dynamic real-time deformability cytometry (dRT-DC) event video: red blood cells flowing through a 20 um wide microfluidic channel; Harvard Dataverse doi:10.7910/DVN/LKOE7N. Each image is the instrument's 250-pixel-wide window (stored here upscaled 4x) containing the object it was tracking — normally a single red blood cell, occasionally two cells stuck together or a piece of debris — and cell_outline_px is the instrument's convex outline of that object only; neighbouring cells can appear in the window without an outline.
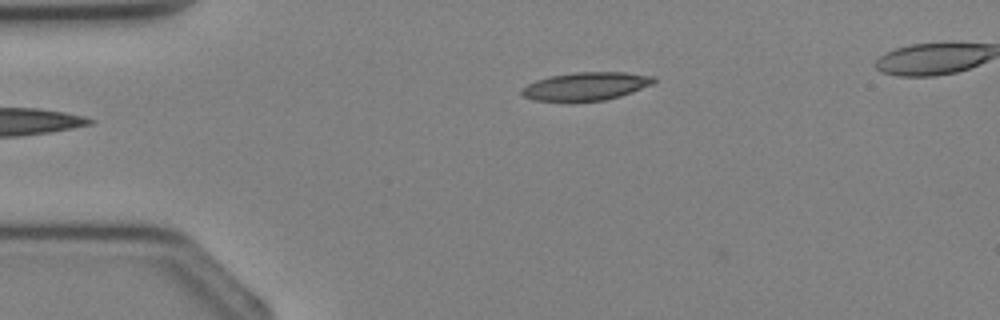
{"species": "Egyptian fruit bat (a non-hibernating species)", "species_latin": "Rousettus aegyptiacus", "temperature_condition": "cold", "stored_images_in_passage": 25, "camera_frame_rate_fps": 3000, "um_per_image_px": 0.085, "animal": {"sex": "female"}, "frame": {"image": 1, "passage_image": 1, "time_ms": 0.0, "image_size_px": [1000, 320], "cell_outline_px": [[656, 80], [652, 84], [632, 92], [620, 96], [604, 100], [536, 100], [524, 96], [520, 92], [520, 88], [536, 80], [548, 76], [576, 72], [624, 72], [656, 76]], "centroid_in_image_um": [49.82, 7.3], "position_along_channel_um": 35.2, "area_um2": 21.39}}
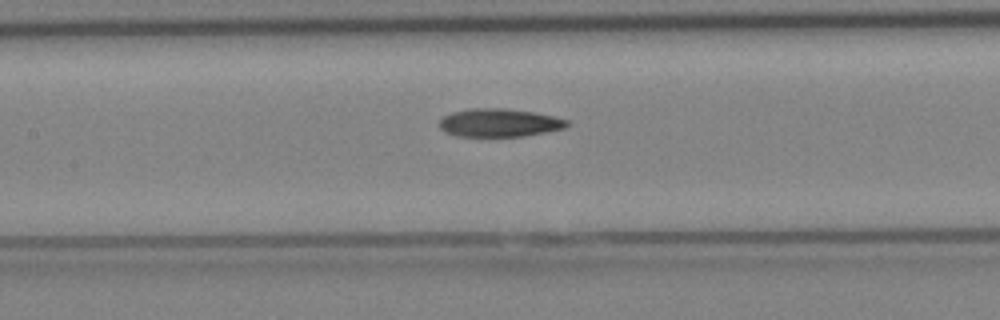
{"frame": {"image": 2, "passage_image": 10, "time_ms": 3.0, "image_size_px": [1000, 320], "cell_outline_px": [[568, 128], [548, 132], [524, 136], [456, 136], [444, 132], [440, 128], [440, 120], [444, 116], [452, 112], [468, 108], [504, 108], [532, 112], [552, 116], [568, 120]], "centroid_in_image_um": [42.44, 10.44], "position_along_channel_um": 165.0, "area_um2": 21.04}}
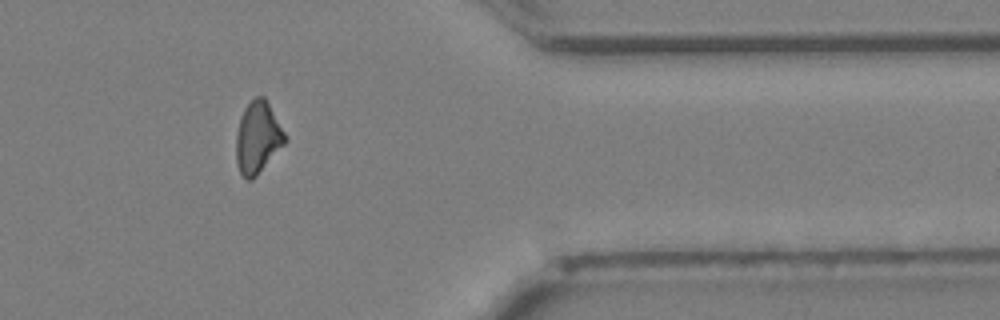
{"frame": {"image": 3, "passage_image": 23, "time_ms": 7.333, "image_size_px": [1000, 320], "cell_outline_px": [[288, 140], [256, 176], [252, 180], [248, 180], [240, 172], [236, 164], [236, 132], [240, 116], [244, 108], [256, 96], [264, 96], [284, 132]], "centroid_in_image_um": [21.89, 11.7], "position_along_channel_um": 389.5, "area_um2": 20.29}}